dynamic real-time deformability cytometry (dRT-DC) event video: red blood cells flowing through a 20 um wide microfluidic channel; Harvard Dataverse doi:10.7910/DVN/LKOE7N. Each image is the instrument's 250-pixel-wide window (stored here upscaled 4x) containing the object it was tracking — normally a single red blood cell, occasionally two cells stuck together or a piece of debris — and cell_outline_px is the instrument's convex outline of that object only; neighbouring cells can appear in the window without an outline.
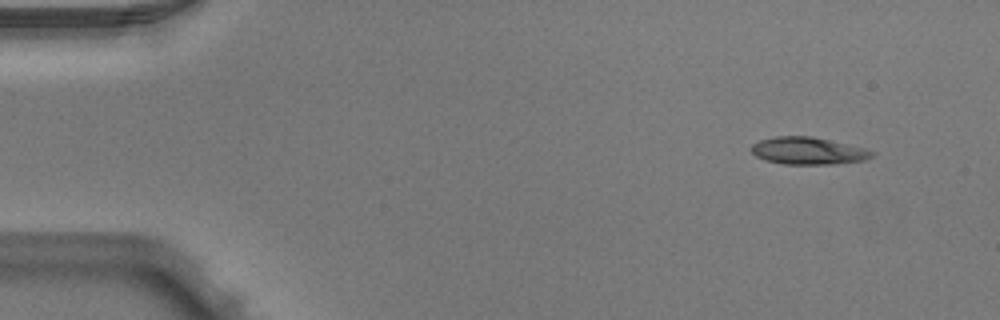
{"species": "Egyptian fruit bat (a non-hibernating species)", "species_latin": "Rousettus aegyptiacus", "temperature_condition": "warm", "stored_images_in_passage": 6, "camera_frame_rate_fps": 3000, "um_per_image_px": 0.085, "animal": {"sex": "male"}, "frame": {"image": 1, "passage_image": 1, "time_ms": 0.0, "image_size_px": [1000, 320], "cell_outline_px": [[876, 152], [872, 156], [864, 160], [832, 164], [784, 164], [764, 160], [756, 156], [748, 148], [752, 144], [760, 140], [776, 136], [812, 136]], "centroid_in_image_um": [68.6, 12.82], "position_along_channel_um": 16.4, "area_um2": 18.9}}
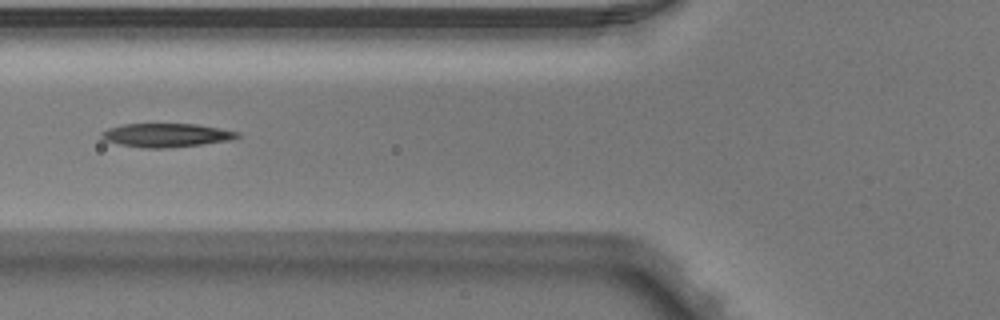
{"frame": {"image": 2, "passage_image": 5, "time_ms": 1.333, "image_size_px": [1000, 320], "cell_outline_px": [[240, 136], [232, 140], [204, 144], [164, 148], [144, 148], [120, 144], [104, 140], [100, 136], [100, 132], [108, 128], [124, 124], [196, 124], [220, 128], [240, 132]], "centroid_in_image_um": [14.15, 11.49], "position_along_channel_um": 111.7, "area_um2": 18.79}}
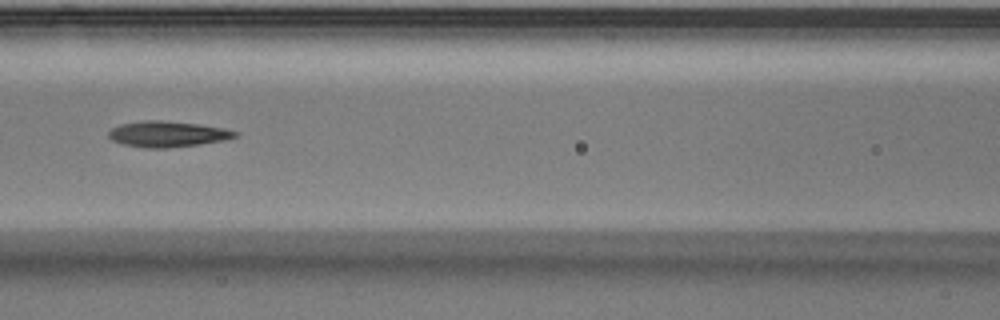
{"frame": {"image": 3, "passage_image": 6, "time_ms": 1.667, "image_size_px": [1000, 320], "cell_outline_px": [[240, 136], [224, 140], [200, 144], [168, 148], [144, 148], [120, 144], [112, 140], [108, 136], [108, 132], [112, 128], [120, 124], [144, 120], [160, 120], [200, 124], [224, 128], [240, 132]], "centroid_in_image_um": [14.25, 11.4], "position_along_channel_um": 152.3, "area_um2": 19.31}}